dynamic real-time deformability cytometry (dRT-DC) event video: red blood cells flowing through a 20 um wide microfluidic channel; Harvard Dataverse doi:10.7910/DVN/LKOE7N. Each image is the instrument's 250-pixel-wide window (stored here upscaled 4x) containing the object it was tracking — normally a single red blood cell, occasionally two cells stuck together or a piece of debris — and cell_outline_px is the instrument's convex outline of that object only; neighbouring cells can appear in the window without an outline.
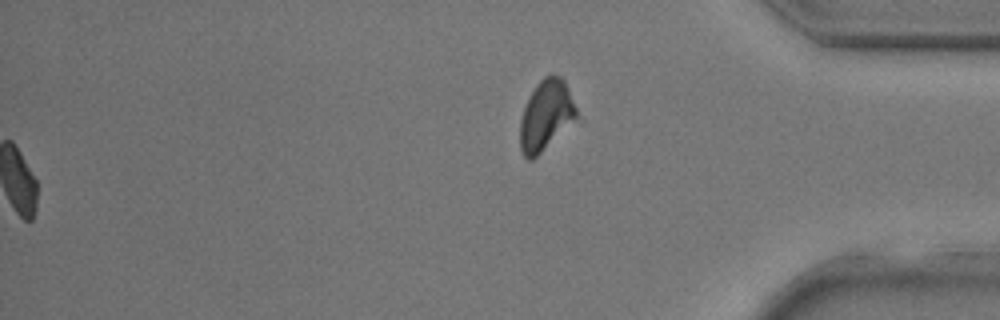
{"species": "common noctule bat (a hibernating species)", "species_latin": "Nyctalus noctula", "temperature_condition": "room temperature", "stored_images_in_passage": 39, "camera_frame_rate_fps": 3000, "um_per_image_px": 0.085, "animal": {"sex": "male", "body_mass_g": 17.9, "forearm_length_mm": 54.2}, "frame": {"image": 1, "passage_image": 39, "time_ms": 12.667, "image_size_px": [1000, 320], "cell_outline_px": [[580, 120], [532, 160], [528, 160], [524, 156], [520, 148], [520, 120], [524, 108], [536, 84], [544, 76], [552, 72], [560, 76], [564, 80], [568, 88], [580, 116]], "centroid_in_image_um": [46.47, 9.82], "position_along_channel_um": 388.7, "area_um2": 23.81}}